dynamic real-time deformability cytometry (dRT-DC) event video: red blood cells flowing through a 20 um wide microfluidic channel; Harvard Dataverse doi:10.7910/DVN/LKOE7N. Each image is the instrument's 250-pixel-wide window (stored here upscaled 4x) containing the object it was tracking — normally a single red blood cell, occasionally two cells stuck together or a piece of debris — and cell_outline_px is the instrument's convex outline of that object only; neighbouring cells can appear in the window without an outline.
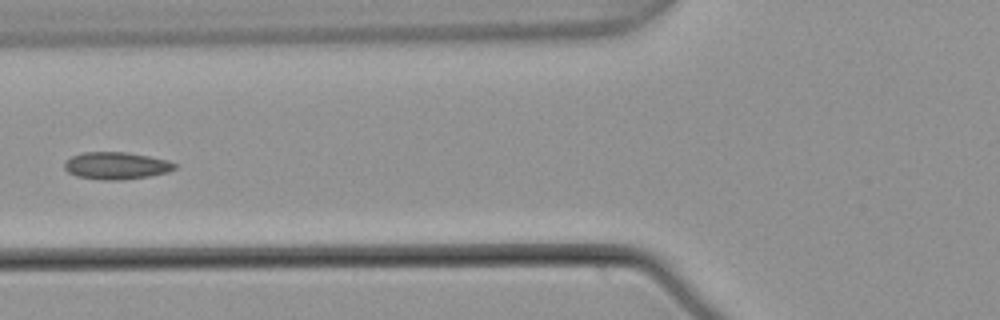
{"species": "common noctule bat (a hibernating species)", "species_latin": "Nyctalus noctula", "temperature_condition": "warm", "stored_images_in_passage": 5, "camera_frame_rate_fps": 3000, "um_per_image_px": 0.085, "animal": {"sex": "male", "body_mass_g": 21.5, "forearm_length_mm": 52.0}, "frame": {"image": 1, "passage_image": 5, "time_ms": 1.333, "image_size_px": [1000, 320], "cell_outline_px": [[176, 168], [168, 172], [148, 176], [120, 180], [104, 180], [76, 176], [68, 172], [64, 168], [64, 160], [72, 156], [84, 152], [128, 152], [168, 160], [176, 164]], "centroid_in_image_um": [9.86, 14.08], "position_along_channel_um": 115.9, "area_um2": 17.51}}